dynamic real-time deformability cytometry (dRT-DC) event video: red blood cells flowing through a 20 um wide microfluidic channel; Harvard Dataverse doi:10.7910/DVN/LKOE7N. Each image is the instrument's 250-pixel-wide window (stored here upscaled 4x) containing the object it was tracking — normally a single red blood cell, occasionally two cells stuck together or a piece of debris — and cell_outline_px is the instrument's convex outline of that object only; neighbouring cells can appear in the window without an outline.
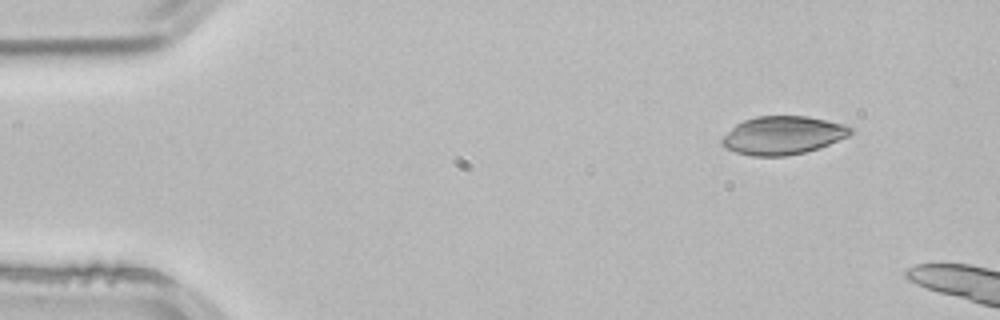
{"species": "common noctule bat (a hibernating species)", "species_latin": "Nyctalus noctula", "temperature_condition": "room temperature", "stored_images_in_passage": 3, "camera_frame_rate_fps": 3000, "um_per_image_px": 0.085, "animal": {"sex": "male", "body_mass_g": 21.5, "forearm_length_mm": 52.0}, "frame": {"image": 1, "passage_image": 1, "time_ms": 0.0, "image_size_px": [1000, 320], "cell_outline_px": [[856, 132], [848, 136], [820, 148], [804, 152], [784, 156], [752, 156], [736, 152], [724, 148], [720, 140], [736, 124], [744, 120], [756, 116], [808, 116], [848, 124], [856, 128]], "centroid_in_image_um": [66.61, 11.49], "position_along_channel_um": 18.4, "area_um2": 29.02}}